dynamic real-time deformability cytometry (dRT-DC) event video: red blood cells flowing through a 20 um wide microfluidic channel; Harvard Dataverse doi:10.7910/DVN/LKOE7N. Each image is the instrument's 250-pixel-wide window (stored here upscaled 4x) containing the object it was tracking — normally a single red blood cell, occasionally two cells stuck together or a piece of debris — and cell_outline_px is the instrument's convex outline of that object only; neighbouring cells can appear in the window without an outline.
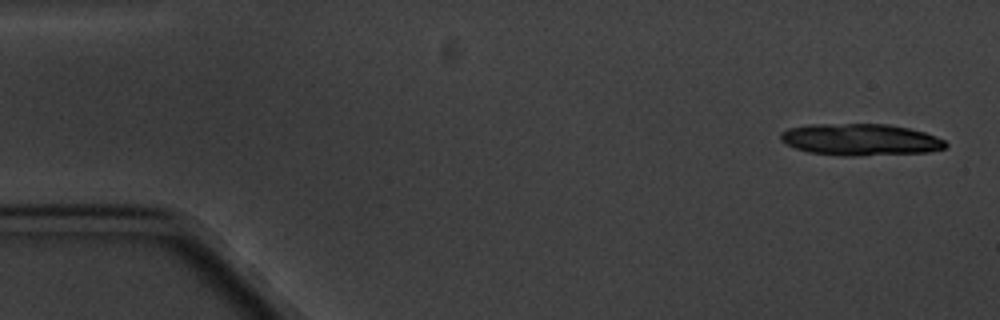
{"species": "common noctule bat (a hibernating species)", "species_latin": "Nyctalus noctula", "temperature_condition": "cold", "stored_images_in_passage": 5, "camera_frame_rate_fps": 3000, "um_per_image_px": 0.085, "animal": {"sex": "male", "body_mass_g": 20.1, "forearm_length_mm": 53.5}, "frame": {"image": 1, "passage_image": 1, "time_ms": 0.0, "image_size_px": [1000, 320], "cell_outline_px": [[948, 144], [944, 148], [928, 152], [852, 156], [844, 156], [808, 152], [796, 148], [780, 140], [780, 132], [788, 128], [808, 124], [888, 124], [908, 128], [924, 132], [936, 136], [944, 140]], "centroid_in_image_um": [73.12, 11.86], "position_along_channel_um": 11.9, "area_um2": 30.52}}